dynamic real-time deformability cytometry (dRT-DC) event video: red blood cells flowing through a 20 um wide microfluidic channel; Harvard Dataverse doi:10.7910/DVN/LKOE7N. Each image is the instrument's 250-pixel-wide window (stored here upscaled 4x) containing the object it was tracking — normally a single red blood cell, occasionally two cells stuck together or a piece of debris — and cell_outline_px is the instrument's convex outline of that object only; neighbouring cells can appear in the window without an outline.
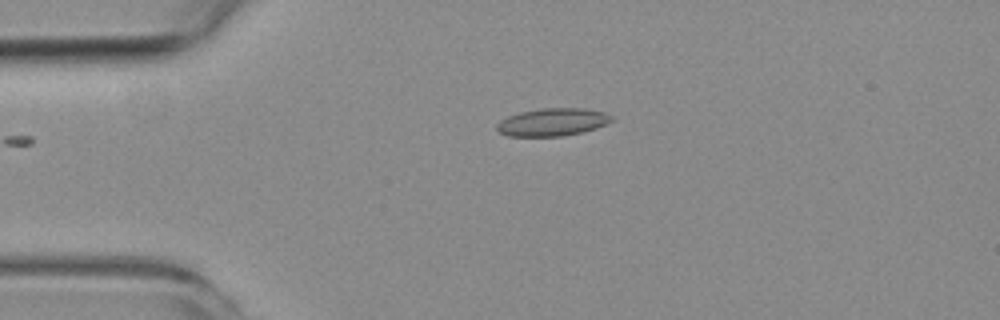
{"species": "common noctule bat (a hibernating species)", "species_latin": "Nyctalus noctula", "temperature_condition": "room temperature", "stored_images_in_passage": 3, "camera_frame_rate_fps": 3000, "um_per_image_px": 0.085, "animal": {"sex": "female", "body_mass_g": 19.3, "forearm_length_mm": 54.1}, "frame": {"image": 1, "passage_image": 3, "time_ms": 2.333, "image_size_px": [1000, 320], "cell_outline_px": [[616, 120], [596, 128], [580, 132], [560, 136], [508, 136], [500, 132], [496, 128], [496, 124], [500, 120], [508, 116], [520, 112], [540, 108], [584, 108], [604, 112], [612, 116]], "centroid_in_image_um": [46.97, 10.37], "position_along_channel_um": 38.0, "area_um2": 18.55}}